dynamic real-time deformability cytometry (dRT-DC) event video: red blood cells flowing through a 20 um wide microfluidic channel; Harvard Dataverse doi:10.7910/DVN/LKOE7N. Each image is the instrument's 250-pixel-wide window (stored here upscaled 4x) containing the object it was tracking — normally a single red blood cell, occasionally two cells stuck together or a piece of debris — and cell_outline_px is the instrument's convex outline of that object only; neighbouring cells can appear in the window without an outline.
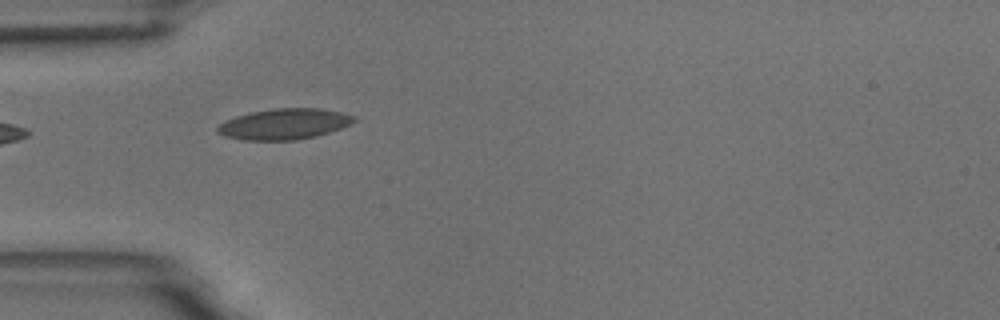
{"species": "common noctule bat (a hibernating species)", "species_latin": "Nyctalus noctula", "temperature_condition": "room temperature", "stored_images_in_passage": 5, "camera_frame_rate_fps": 3000, "um_per_image_px": 0.085, "animal": {"sex": "male", "body_mass_g": 18.8}, "frame": {"image": 1, "passage_image": 4, "time_ms": 3.667, "image_size_px": [1000, 320], "cell_outline_px": [[356, 120], [340, 128], [316, 136], [296, 140], [244, 140], [224, 136], [216, 132], [216, 128], [224, 120], [236, 116], [252, 112], [276, 108], [320, 108], [340, 112], [356, 116]], "centroid_in_image_um": [24.13, 10.54], "position_along_channel_um": 60.9, "area_um2": 24.39}}